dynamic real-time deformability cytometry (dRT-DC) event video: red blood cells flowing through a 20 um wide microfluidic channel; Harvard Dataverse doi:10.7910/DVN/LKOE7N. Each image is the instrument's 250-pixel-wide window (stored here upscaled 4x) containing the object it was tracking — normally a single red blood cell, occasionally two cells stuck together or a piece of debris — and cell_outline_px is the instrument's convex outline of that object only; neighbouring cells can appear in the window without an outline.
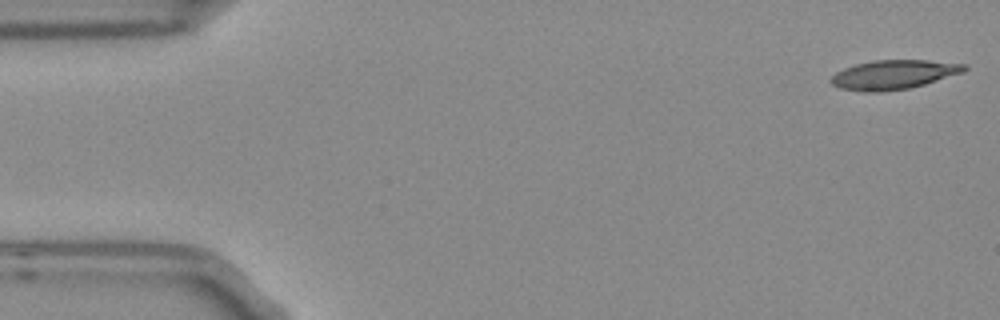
{"species": "Egyptian fruit bat (a non-hibernating species)", "species_latin": "Rousettus aegyptiacus", "temperature_condition": "room temperature", "stored_images_in_passage": 5, "camera_frame_rate_fps": 3000, "um_per_image_px": 0.085, "frame": {"image": 1, "passage_image": 1, "time_ms": 0.0, "image_size_px": [1000, 320], "cell_outline_px": [[968, 68], [964, 72], [924, 84], [908, 88], [880, 92], [864, 92], [840, 88], [832, 84], [828, 80], [836, 72], [844, 68], [856, 64], [872, 60], [928, 60], [968, 64]], "centroid_in_image_um": [75.96, 6.34], "position_along_channel_um": 9.0, "area_um2": 22.77}}
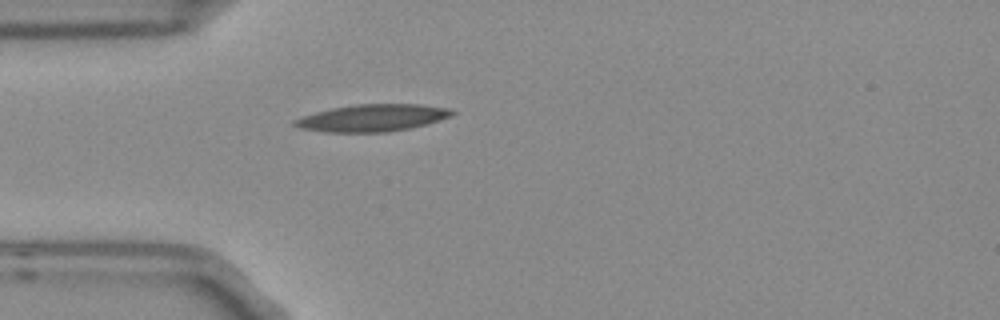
{"frame": {"image": 2, "passage_image": 5, "time_ms": 1.333, "image_size_px": [1000, 320], "cell_outline_px": [[456, 112], [448, 116], [412, 128], [388, 132], [324, 132], [300, 128], [292, 124], [292, 120], [316, 112], [332, 108], [356, 104], [420, 104], [452, 108]], "centroid_in_image_um": [31.63, 10.02], "position_along_channel_um": 53.4, "area_um2": 24.74}}